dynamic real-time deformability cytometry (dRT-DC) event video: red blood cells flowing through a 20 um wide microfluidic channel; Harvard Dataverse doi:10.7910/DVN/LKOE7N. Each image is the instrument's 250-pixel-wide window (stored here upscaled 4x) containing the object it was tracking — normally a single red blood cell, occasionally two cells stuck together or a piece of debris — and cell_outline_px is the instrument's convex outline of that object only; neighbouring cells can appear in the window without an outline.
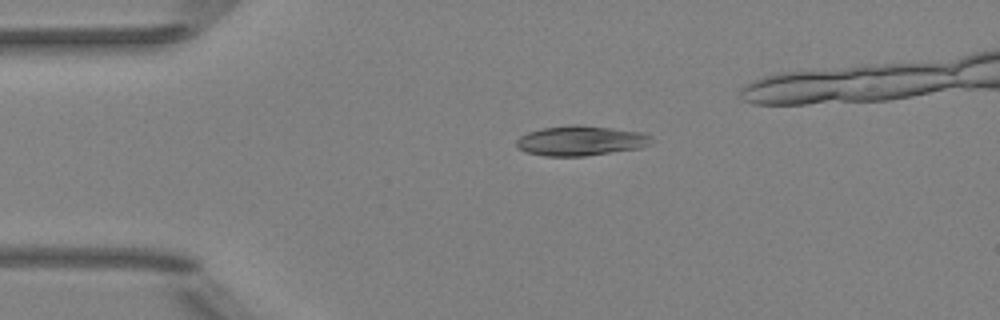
{"species": "Egyptian fruit bat (a non-hibernating species)", "species_latin": "Rousettus aegyptiacus", "temperature_condition": "room temperature", "stored_images_in_passage": 6, "camera_frame_rate_fps": 3000, "um_per_image_px": 0.085, "animal": {"sex": "female"}, "frame": {"image": 1, "passage_image": 6, "time_ms": 6.667, "image_size_px": [1000, 320], "cell_outline_px": [[656, 140], [652, 144], [640, 148], [584, 156], [544, 156], [524, 152], [516, 148], [516, 140], [520, 136], [528, 132], [540, 128], [572, 124], [580, 124], [644, 132], [652, 136]], "centroid_in_image_um": [49.38, 11.95], "position_along_channel_um": 35.6, "area_um2": 24.04}}